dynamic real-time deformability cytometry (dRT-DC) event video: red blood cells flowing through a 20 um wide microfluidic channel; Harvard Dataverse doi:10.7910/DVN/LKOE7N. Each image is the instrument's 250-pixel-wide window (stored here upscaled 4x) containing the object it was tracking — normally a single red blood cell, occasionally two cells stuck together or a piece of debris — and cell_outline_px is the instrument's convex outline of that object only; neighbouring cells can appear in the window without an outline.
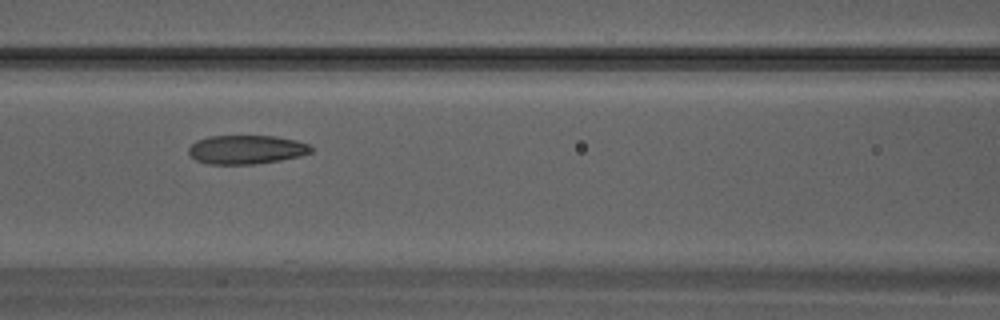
{"species": "Egyptian fruit bat (a non-hibernating species)", "species_latin": "Rousettus aegyptiacus", "temperature_condition": "warm", "stored_images_in_passage": 23, "camera_frame_rate_fps": 3000, "um_per_image_px": 0.085, "animal": {"sex": "male"}, "frame": {"image": 1, "passage_image": 7, "time_ms": 2.0, "image_size_px": [1000, 320], "cell_outline_px": [[312, 152], [300, 156], [280, 160], [252, 164], [208, 164], [196, 160], [188, 152], [188, 148], [196, 140], [208, 136], [276, 136], [296, 140], [308, 144], [312, 148]], "centroid_in_image_um": [20.93, 12.71], "position_along_channel_um": 145.7, "area_um2": 20.58}}
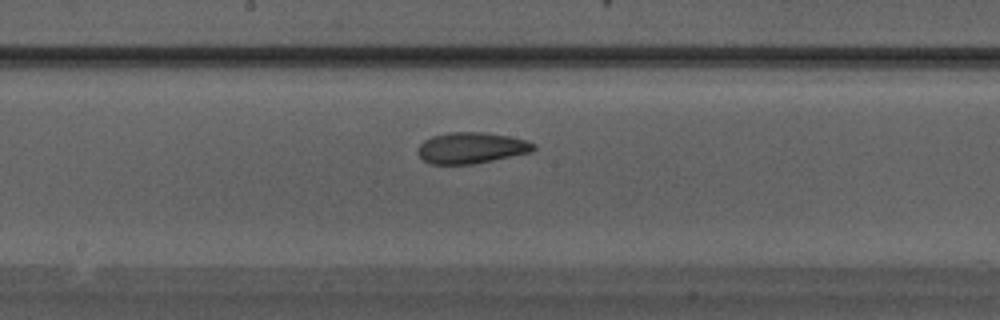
{"frame": {"image": 2, "passage_image": 10, "time_ms": 3.0, "image_size_px": [1000, 320], "cell_outline_px": [[536, 148], [532, 152], [476, 164], [432, 164], [424, 160], [416, 152], [420, 144], [424, 140], [432, 136], [448, 132], [480, 132], [508, 136], [524, 140], [536, 144]], "centroid_in_image_um": [40.06, 12.58], "position_along_channel_um": 208.1, "area_um2": 21.04}}